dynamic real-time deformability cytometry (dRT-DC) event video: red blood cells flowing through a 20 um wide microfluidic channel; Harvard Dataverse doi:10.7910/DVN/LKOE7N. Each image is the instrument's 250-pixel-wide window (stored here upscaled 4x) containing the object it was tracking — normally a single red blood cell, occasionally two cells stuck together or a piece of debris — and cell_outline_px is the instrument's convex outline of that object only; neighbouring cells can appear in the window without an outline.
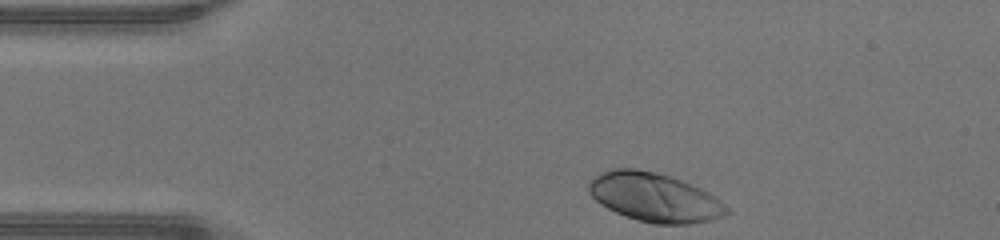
{"species": "human", "species_latin": "Homo sapiens", "temperature_condition": "warm", "stored_images_in_passage": 31, "camera_frame_rate_fps": 3000, "um_per_image_px": 0.085, "donor": {"sex": "male"}, "frame": {"image": 1, "passage_image": 1, "time_ms": 0.0, "image_size_px": [1000, 240], "cell_outline_px": [[732, 212], [724, 216], [708, 220], [688, 224], [656, 224], [636, 220], [624, 216], [600, 204], [588, 192], [588, 180], [600, 172], [612, 168], [636, 168], [656, 172], [672, 176], [700, 188], [716, 196]], "centroid_in_image_um": [55.61, 16.76], "position_along_channel_um": 29.4, "area_um2": 39.59}}
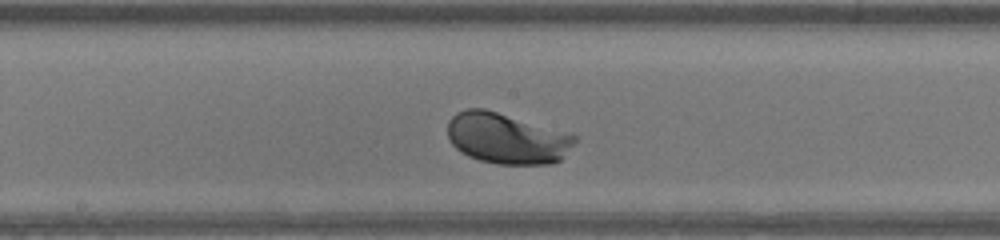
{"frame": {"image": 2, "passage_image": 17, "time_ms": 5.333, "image_size_px": [1000, 240], "cell_outline_px": [[576, 140], [560, 160], [548, 164], [496, 164], [480, 160], [468, 156], [460, 152], [452, 144], [448, 136], [448, 120], [456, 112], [468, 108], [484, 108], [576, 136]], "centroid_in_image_um": [43.0, 11.77], "position_along_channel_um": 205.2, "area_um2": 37.11}}
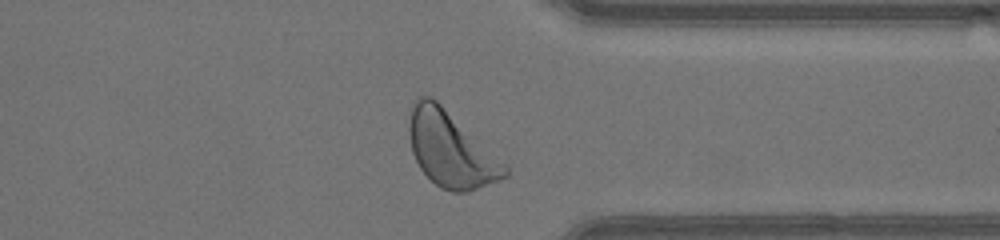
{"frame": {"image": 3, "passage_image": 29, "time_ms": 9.333, "image_size_px": [1000, 240], "cell_outline_px": [[508, 176], [468, 192], [452, 192], [440, 188], [420, 168], [412, 152], [408, 132], [408, 124], [412, 108], [416, 100], [420, 96], [432, 96], [508, 164]], "centroid_in_image_um": [38.34, 12.7], "position_along_channel_um": 373.1, "area_um2": 42.02}, "authors_computed_cell_mechanics": {"area_um2": 36.703, "velocity_mm_per_s": 4.3105, "shape_relaxation_time_tau1_ms": 1.1355, "shape_relaxation_time_tau2_ms": null, "deformation_change_tau1": 0.1334, "deformation_change_tau2": null}}